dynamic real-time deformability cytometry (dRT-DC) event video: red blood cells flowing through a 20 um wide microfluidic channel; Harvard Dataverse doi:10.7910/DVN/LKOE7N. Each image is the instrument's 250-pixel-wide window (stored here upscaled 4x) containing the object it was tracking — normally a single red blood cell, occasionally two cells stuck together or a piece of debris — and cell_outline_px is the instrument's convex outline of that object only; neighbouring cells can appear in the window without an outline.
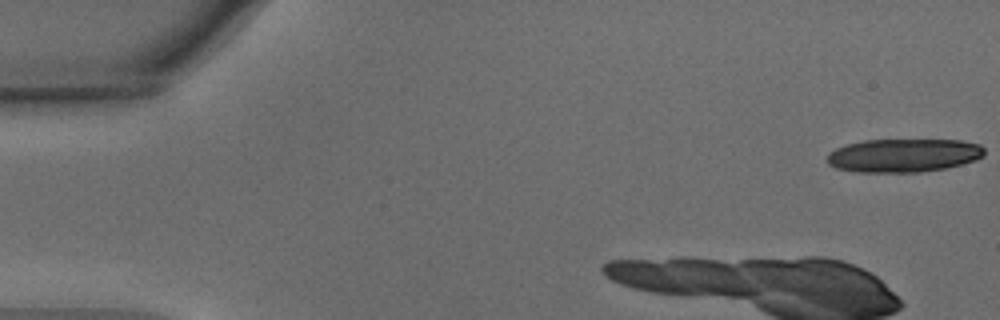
{"species": "common noctule bat (a hibernating species)", "species_latin": "Nyctalus noctula", "temperature_condition": "warm", "stored_images_in_passage": 9, "camera_frame_rate_fps": 3000, "um_per_image_px": 0.085, "animal": {"sex": "male", "body_mass_g": 15.6}, "frame": {"image": 1, "passage_image": 1, "time_ms": 0.0, "image_size_px": [1000, 320], "cell_outline_px": [[984, 156], [976, 160], [944, 168], [920, 172], [856, 172], [836, 168], [828, 164], [828, 152], [836, 148], [848, 144], [864, 140], [960, 140], [980, 144], [984, 148]], "centroid_in_image_um": [76.8, 13.21], "position_along_channel_um": 8.2, "area_um2": 30.63}}